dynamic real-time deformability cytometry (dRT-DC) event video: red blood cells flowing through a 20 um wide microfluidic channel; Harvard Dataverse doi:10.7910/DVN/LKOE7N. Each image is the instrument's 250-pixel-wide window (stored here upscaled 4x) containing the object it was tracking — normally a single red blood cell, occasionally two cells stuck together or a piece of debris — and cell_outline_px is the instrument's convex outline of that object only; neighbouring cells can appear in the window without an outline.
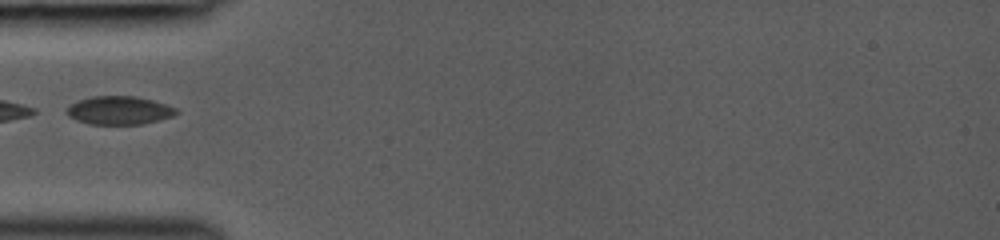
{"species": "common noctule bat (a hibernating species)", "species_latin": "Nyctalus noctula", "temperature_condition": "room temperature", "stored_images_in_passage": 6, "segment_of_instrument_passage": [2, 2], "camera_frame_rate_fps": 3000, "um_per_image_px": 0.085, "animal": {"sex": "female", "body_mass_g": 19.0, "forearm_length_mm": 53.3}, "frame": {"image": 1, "passage_image": 4, "time_ms": 2.333, "image_size_px": [1000, 240], "cell_outline_px": [[180, 112], [172, 116], [144, 124], [88, 124], [76, 120], [68, 116], [64, 112], [64, 108], [80, 100], [92, 96], [136, 96], [152, 100], [176, 108]], "centroid_in_image_um": [10.1, 9.38], "position_along_channel_um": 74.9, "area_um2": 18.15}}